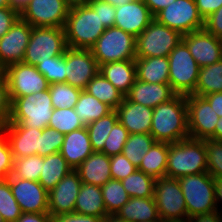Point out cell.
Returning <instances> with one entry per match:
<instances>
[{
	"instance_id": "cell-21",
	"label": "cell",
	"mask_w": 222,
	"mask_h": 222,
	"mask_svg": "<svg viewBox=\"0 0 222 222\" xmlns=\"http://www.w3.org/2000/svg\"><path fill=\"white\" fill-rule=\"evenodd\" d=\"M153 19L144 1L135 0L116 7L114 26L137 38Z\"/></svg>"
},
{
	"instance_id": "cell-24",
	"label": "cell",
	"mask_w": 222,
	"mask_h": 222,
	"mask_svg": "<svg viewBox=\"0 0 222 222\" xmlns=\"http://www.w3.org/2000/svg\"><path fill=\"white\" fill-rule=\"evenodd\" d=\"M93 152L89 133L85 126L65 134L59 153L73 169H76Z\"/></svg>"
},
{
	"instance_id": "cell-51",
	"label": "cell",
	"mask_w": 222,
	"mask_h": 222,
	"mask_svg": "<svg viewBox=\"0 0 222 222\" xmlns=\"http://www.w3.org/2000/svg\"><path fill=\"white\" fill-rule=\"evenodd\" d=\"M19 17V12L12 7L0 8V38L11 29Z\"/></svg>"
},
{
	"instance_id": "cell-5",
	"label": "cell",
	"mask_w": 222,
	"mask_h": 222,
	"mask_svg": "<svg viewBox=\"0 0 222 222\" xmlns=\"http://www.w3.org/2000/svg\"><path fill=\"white\" fill-rule=\"evenodd\" d=\"M188 217L217 211L215 203V179L208 173L191 174L178 179Z\"/></svg>"
},
{
	"instance_id": "cell-39",
	"label": "cell",
	"mask_w": 222,
	"mask_h": 222,
	"mask_svg": "<svg viewBox=\"0 0 222 222\" xmlns=\"http://www.w3.org/2000/svg\"><path fill=\"white\" fill-rule=\"evenodd\" d=\"M81 89L71 86L66 82L49 85V93L54 109L75 108Z\"/></svg>"
},
{
	"instance_id": "cell-48",
	"label": "cell",
	"mask_w": 222,
	"mask_h": 222,
	"mask_svg": "<svg viewBox=\"0 0 222 222\" xmlns=\"http://www.w3.org/2000/svg\"><path fill=\"white\" fill-rule=\"evenodd\" d=\"M136 170L137 167L134 166L123 154L110 156V172L112 179L121 181Z\"/></svg>"
},
{
	"instance_id": "cell-23",
	"label": "cell",
	"mask_w": 222,
	"mask_h": 222,
	"mask_svg": "<svg viewBox=\"0 0 222 222\" xmlns=\"http://www.w3.org/2000/svg\"><path fill=\"white\" fill-rule=\"evenodd\" d=\"M175 95L170 84L148 83L136 79L125 97L131 102L154 108Z\"/></svg>"
},
{
	"instance_id": "cell-42",
	"label": "cell",
	"mask_w": 222,
	"mask_h": 222,
	"mask_svg": "<svg viewBox=\"0 0 222 222\" xmlns=\"http://www.w3.org/2000/svg\"><path fill=\"white\" fill-rule=\"evenodd\" d=\"M22 210L15 200L8 179L0 180V214L5 222H16Z\"/></svg>"
},
{
	"instance_id": "cell-36",
	"label": "cell",
	"mask_w": 222,
	"mask_h": 222,
	"mask_svg": "<svg viewBox=\"0 0 222 222\" xmlns=\"http://www.w3.org/2000/svg\"><path fill=\"white\" fill-rule=\"evenodd\" d=\"M118 121V114L113 110L108 115L86 125L94 152H102L105 140Z\"/></svg>"
},
{
	"instance_id": "cell-12",
	"label": "cell",
	"mask_w": 222,
	"mask_h": 222,
	"mask_svg": "<svg viewBox=\"0 0 222 222\" xmlns=\"http://www.w3.org/2000/svg\"><path fill=\"white\" fill-rule=\"evenodd\" d=\"M2 72L7 79L10 98L24 97L49 89L50 84L36 66L19 62L8 65Z\"/></svg>"
},
{
	"instance_id": "cell-31",
	"label": "cell",
	"mask_w": 222,
	"mask_h": 222,
	"mask_svg": "<svg viewBox=\"0 0 222 222\" xmlns=\"http://www.w3.org/2000/svg\"><path fill=\"white\" fill-rule=\"evenodd\" d=\"M167 159L168 143L156 141L144 155L137 169L155 179H159L166 175Z\"/></svg>"
},
{
	"instance_id": "cell-61",
	"label": "cell",
	"mask_w": 222,
	"mask_h": 222,
	"mask_svg": "<svg viewBox=\"0 0 222 222\" xmlns=\"http://www.w3.org/2000/svg\"><path fill=\"white\" fill-rule=\"evenodd\" d=\"M211 139L222 141V117L218 119L214 135L211 137Z\"/></svg>"
},
{
	"instance_id": "cell-33",
	"label": "cell",
	"mask_w": 222,
	"mask_h": 222,
	"mask_svg": "<svg viewBox=\"0 0 222 222\" xmlns=\"http://www.w3.org/2000/svg\"><path fill=\"white\" fill-rule=\"evenodd\" d=\"M85 91L110 106L113 110L117 109L125 97L100 72L87 84Z\"/></svg>"
},
{
	"instance_id": "cell-4",
	"label": "cell",
	"mask_w": 222,
	"mask_h": 222,
	"mask_svg": "<svg viewBox=\"0 0 222 222\" xmlns=\"http://www.w3.org/2000/svg\"><path fill=\"white\" fill-rule=\"evenodd\" d=\"M8 123H19L24 128L48 127L53 112L49 89L24 97L11 98Z\"/></svg>"
},
{
	"instance_id": "cell-35",
	"label": "cell",
	"mask_w": 222,
	"mask_h": 222,
	"mask_svg": "<svg viewBox=\"0 0 222 222\" xmlns=\"http://www.w3.org/2000/svg\"><path fill=\"white\" fill-rule=\"evenodd\" d=\"M156 179L137 169L132 174L121 180L129 197L150 198L154 197Z\"/></svg>"
},
{
	"instance_id": "cell-58",
	"label": "cell",
	"mask_w": 222,
	"mask_h": 222,
	"mask_svg": "<svg viewBox=\"0 0 222 222\" xmlns=\"http://www.w3.org/2000/svg\"><path fill=\"white\" fill-rule=\"evenodd\" d=\"M148 6L151 14L155 16L159 11L170 5L176 0H143Z\"/></svg>"
},
{
	"instance_id": "cell-41",
	"label": "cell",
	"mask_w": 222,
	"mask_h": 222,
	"mask_svg": "<svg viewBox=\"0 0 222 222\" xmlns=\"http://www.w3.org/2000/svg\"><path fill=\"white\" fill-rule=\"evenodd\" d=\"M41 172L42 156L14 158L13 177L38 182Z\"/></svg>"
},
{
	"instance_id": "cell-52",
	"label": "cell",
	"mask_w": 222,
	"mask_h": 222,
	"mask_svg": "<svg viewBox=\"0 0 222 222\" xmlns=\"http://www.w3.org/2000/svg\"><path fill=\"white\" fill-rule=\"evenodd\" d=\"M203 29L215 37H222V6L204 20Z\"/></svg>"
},
{
	"instance_id": "cell-27",
	"label": "cell",
	"mask_w": 222,
	"mask_h": 222,
	"mask_svg": "<svg viewBox=\"0 0 222 222\" xmlns=\"http://www.w3.org/2000/svg\"><path fill=\"white\" fill-rule=\"evenodd\" d=\"M136 79L142 82L169 84L168 57L136 58Z\"/></svg>"
},
{
	"instance_id": "cell-62",
	"label": "cell",
	"mask_w": 222,
	"mask_h": 222,
	"mask_svg": "<svg viewBox=\"0 0 222 222\" xmlns=\"http://www.w3.org/2000/svg\"><path fill=\"white\" fill-rule=\"evenodd\" d=\"M91 0H65L66 4L71 8L74 6H81L89 4Z\"/></svg>"
},
{
	"instance_id": "cell-3",
	"label": "cell",
	"mask_w": 222,
	"mask_h": 222,
	"mask_svg": "<svg viewBox=\"0 0 222 222\" xmlns=\"http://www.w3.org/2000/svg\"><path fill=\"white\" fill-rule=\"evenodd\" d=\"M105 29L98 12L89 4L71 7L64 26L67 46L90 49Z\"/></svg>"
},
{
	"instance_id": "cell-13",
	"label": "cell",
	"mask_w": 222,
	"mask_h": 222,
	"mask_svg": "<svg viewBox=\"0 0 222 222\" xmlns=\"http://www.w3.org/2000/svg\"><path fill=\"white\" fill-rule=\"evenodd\" d=\"M69 9L65 0H30L19 14L32 27L64 28Z\"/></svg>"
},
{
	"instance_id": "cell-34",
	"label": "cell",
	"mask_w": 222,
	"mask_h": 222,
	"mask_svg": "<svg viewBox=\"0 0 222 222\" xmlns=\"http://www.w3.org/2000/svg\"><path fill=\"white\" fill-rule=\"evenodd\" d=\"M218 92H222V59L200 68L194 94L203 97Z\"/></svg>"
},
{
	"instance_id": "cell-59",
	"label": "cell",
	"mask_w": 222,
	"mask_h": 222,
	"mask_svg": "<svg viewBox=\"0 0 222 222\" xmlns=\"http://www.w3.org/2000/svg\"><path fill=\"white\" fill-rule=\"evenodd\" d=\"M215 203L217 211L222 215V179H215Z\"/></svg>"
},
{
	"instance_id": "cell-32",
	"label": "cell",
	"mask_w": 222,
	"mask_h": 222,
	"mask_svg": "<svg viewBox=\"0 0 222 222\" xmlns=\"http://www.w3.org/2000/svg\"><path fill=\"white\" fill-rule=\"evenodd\" d=\"M74 109L85 126L113 111L110 106L102 103L85 90L81 91Z\"/></svg>"
},
{
	"instance_id": "cell-43",
	"label": "cell",
	"mask_w": 222,
	"mask_h": 222,
	"mask_svg": "<svg viewBox=\"0 0 222 222\" xmlns=\"http://www.w3.org/2000/svg\"><path fill=\"white\" fill-rule=\"evenodd\" d=\"M36 68L49 84L66 82V51L61 56L51 57L48 61L39 63Z\"/></svg>"
},
{
	"instance_id": "cell-1",
	"label": "cell",
	"mask_w": 222,
	"mask_h": 222,
	"mask_svg": "<svg viewBox=\"0 0 222 222\" xmlns=\"http://www.w3.org/2000/svg\"><path fill=\"white\" fill-rule=\"evenodd\" d=\"M150 134L156 141L167 143L190 137L186 96L175 95L153 108Z\"/></svg>"
},
{
	"instance_id": "cell-63",
	"label": "cell",
	"mask_w": 222,
	"mask_h": 222,
	"mask_svg": "<svg viewBox=\"0 0 222 222\" xmlns=\"http://www.w3.org/2000/svg\"><path fill=\"white\" fill-rule=\"evenodd\" d=\"M103 222H128L122 218H120L118 215L116 214H110V215H106L103 219Z\"/></svg>"
},
{
	"instance_id": "cell-17",
	"label": "cell",
	"mask_w": 222,
	"mask_h": 222,
	"mask_svg": "<svg viewBox=\"0 0 222 222\" xmlns=\"http://www.w3.org/2000/svg\"><path fill=\"white\" fill-rule=\"evenodd\" d=\"M82 181L76 169L71 170L48 192V213L56 215L73 213Z\"/></svg>"
},
{
	"instance_id": "cell-8",
	"label": "cell",
	"mask_w": 222,
	"mask_h": 222,
	"mask_svg": "<svg viewBox=\"0 0 222 222\" xmlns=\"http://www.w3.org/2000/svg\"><path fill=\"white\" fill-rule=\"evenodd\" d=\"M169 84L176 95L194 94L200 67L186 43H180L168 55Z\"/></svg>"
},
{
	"instance_id": "cell-60",
	"label": "cell",
	"mask_w": 222,
	"mask_h": 222,
	"mask_svg": "<svg viewBox=\"0 0 222 222\" xmlns=\"http://www.w3.org/2000/svg\"><path fill=\"white\" fill-rule=\"evenodd\" d=\"M30 2V0H9L10 7L17 10L19 13Z\"/></svg>"
},
{
	"instance_id": "cell-18",
	"label": "cell",
	"mask_w": 222,
	"mask_h": 222,
	"mask_svg": "<svg viewBox=\"0 0 222 222\" xmlns=\"http://www.w3.org/2000/svg\"><path fill=\"white\" fill-rule=\"evenodd\" d=\"M12 194L22 212L48 213V191L36 181L8 177Z\"/></svg>"
},
{
	"instance_id": "cell-67",
	"label": "cell",
	"mask_w": 222,
	"mask_h": 222,
	"mask_svg": "<svg viewBox=\"0 0 222 222\" xmlns=\"http://www.w3.org/2000/svg\"><path fill=\"white\" fill-rule=\"evenodd\" d=\"M0 222H5L1 214H0Z\"/></svg>"
},
{
	"instance_id": "cell-54",
	"label": "cell",
	"mask_w": 222,
	"mask_h": 222,
	"mask_svg": "<svg viewBox=\"0 0 222 222\" xmlns=\"http://www.w3.org/2000/svg\"><path fill=\"white\" fill-rule=\"evenodd\" d=\"M199 15L205 20L222 6V0H195Z\"/></svg>"
},
{
	"instance_id": "cell-7",
	"label": "cell",
	"mask_w": 222,
	"mask_h": 222,
	"mask_svg": "<svg viewBox=\"0 0 222 222\" xmlns=\"http://www.w3.org/2000/svg\"><path fill=\"white\" fill-rule=\"evenodd\" d=\"M67 48L64 28L32 27L22 62L37 66L51 57L63 55Z\"/></svg>"
},
{
	"instance_id": "cell-46",
	"label": "cell",
	"mask_w": 222,
	"mask_h": 222,
	"mask_svg": "<svg viewBox=\"0 0 222 222\" xmlns=\"http://www.w3.org/2000/svg\"><path fill=\"white\" fill-rule=\"evenodd\" d=\"M65 134L51 127L42 129L40 156H48L60 152Z\"/></svg>"
},
{
	"instance_id": "cell-22",
	"label": "cell",
	"mask_w": 222,
	"mask_h": 222,
	"mask_svg": "<svg viewBox=\"0 0 222 222\" xmlns=\"http://www.w3.org/2000/svg\"><path fill=\"white\" fill-rule=\"evenodd\" d=\"M116 111L119 122L129 134H150L153 108L131 102L124 97Z\"/></svg>"
},
{
	"instance_id": "cell-16",
	"label": "cell",
	"mask_w": 222,
	"mask_h": 222,
	"mask_svg": "<svg viewBox=\"0 0 222 222\" xmlns=\"http://www.w3.org/2000/svg\"><path fill=\"white\" fill-rule=\"evenodd\" d=\"M31 31L32 26L19 17L11 29L0 38V71L8 65L23 61Z\"/></svg>"
},
{
	"instance_id": "cell-9",
	"label": "cell",
	"mask_w": 222,
	"mask_h": 222,
	"mask_svg": "<svg viewBox=\"0 0 222 222\" xmlns=\"http://www.w3.org/2000/svg\"><path fill=\"white\" fill-rule=\"evenodd\" d=\"M183 35L153 19L136 38V58L168 57Z\"/></svg>"
},
{
	"instance_id": "cell-38",
	"label": "cell",
	"mask_w": 222,
	"mask_h": 222,
	"mask_svg": "<svg viewBox=\"0 0 222 222\" xmlns=\"http://www.w3.org/2000/svg\"><path fill=\"white\" fill-rule=\"evenodd\" d=\"M100 188L108 215L116 214L130 198L120 180L110 179Z\"/></svg>"
},
{
	"instance_id": "cell-53",
	"label": "cell",
	"mask_w": 222,
	"mask_h": 222,
	"mask_svg": "<svg viewBox=\"0 0 222 222\" xmlns=\"http://www.w3.org/2000/svg\"><path fill=\"white\" fill-rule=\"evenodd\" d=\"M104 218L92 216V215H82L78 213H66L61 215H56L52 217V222H103Z\"/></svg>"
},
{
	"instance_id": "cell-50",
	"label": "cell",
	"mask_w": 222,
	"mask_h": 222,
	"mask_svg": "<svg viewBox=\"0 0 222 222\" xmlns=\"http://www.w3.org/2000/svg\"><path fill=\"white\" fill-rule=\"evenodd\" d=\"M89 5L98 12L99 18L106 28L114 26L116 7L101 0H91Z\"/></svg>"
},
{
	"instance_id": "cell-26",
	"label": "cell",
	"mask_w": 222,
	"mask_h": 222,
	"mask_svg": "<svg viewBox=\"0 0 222 222\" xmlns=\"http://www.w3.org/2000/svg\"><path fill=\"white\" fill-rule=\"evenodd\" d=\"M99 72L126 96L136 80L135 60L102 64Z\"/></svg>"
},
{
	"instance_id": "cell-57",
	"label": "cell",
	"mask_w": 222,
	"mask_h": 222,
	"mask_svg": "<svg viewBox=\"0 0 222 222\" xmlns=\"http://www.w3.org/2000/svg\"><path fill=\"white\" fill-rule=\"evenodd\" d=\"M203 97L209 102L212 109L221 118L222 117V92L212 93Z\"/></svg>"
},
{
	"instance_id": "cell-20",
	"label": "cell",
	"mask_w": 222,
	"mask_h": 222,
	"mask_svg": "<svg viewBox=\"0 0 222 222\" xmlns=\"http://www.w3.org/2000/svg\"><path fill=\"white\" fill-rule=\"evenodd\" d=\"M1 131L9 141L13 158L40 156L42 129L24 128L19 123H7Z\"/></svg>"
},
{
	"instance_id": "cell-55",
	"label": "cell",
	"mask_w": 222,
	"mask_h": 222,
	"mask_svg": "<svg viewBox=\"0 0 222 222\" xmlns=\"http://www.w3.org/2000/svg\"><path fill=\"white\" fill-rule=\"evenodd\" d=\"M16 222H52V216L49 213L23 212Z\"/></svg>"
},
{
	"instance_id": "cell-19",
	"label": "cell",
	"mask_w": 222,
	"mask_h": 222,
	"mask_svg": "<svg viewBox=\"0 0 222 222\" xmlns=\"http://www.w3.org/2000/svg\"><path fill=\"white\" fill-rule=\"evenodd\" d=\"M182 40L200 68L217 63L222 59L220 38L204 29L184 34Z\"/></svg>"
},
{
	"instance_id": "cell-45",
	"label": "cell",
	"mask_w": 222,
	"mask_h": 222,
	"mask_svg": "<svg viewBox=\"0 0 222 222\" xmlns=\"http://www.w3.org/2000/svg\"><path fill=\"white\" fill-rule=\"evenodd\" d=\"M128 136V130L118 120L105 140L102 153L107 156L122 154Z\"/></svg>"
},
{
	"instance_id": "cell-10",
	"label": "cell",
	"mask_w": 222,
	"mask_h": 222,
	"mask_svg": "<svg viewBox=\"0 0 222 222\" xmlns=\"http://www.w3.org/2000/svg\"><path fill=\"white\" fill-rule=\"evenodd\" d=\"M154 200L164 222H186L188 219L186 202L178 179H156Z\"/></svg>"
},
{
	"instance_id": "cell-25",
	"label": "cell",
	"mask_w": 222,
	"mask_h": 222,
	"mask_svg": "<svg viewBox=\"0 0 222 222\" xmlns=\"http://www.w3.org/2000/svg\"><path fill=\"white\" fill-rule=\"evenodd\" d=\"M76 170L82 183L102 187L111 178L110 156L102 152H93Z\"/></svg>"
},
{
	"instance_id": "cell-37",
	"label": "cell",
	"mask_w": 222,
	"mask_h": 222,
	"mask_svg": "<svg viewBox=\"0 0 222 222\" xmlns=\"http://www.w3.org/2000/svg\"><path fill=\"white\" fill-rule=\"evenodd\" d=\"M155 142L151 134H129L122 154L138 168L144 155Z\"/></svg>"
},
{
	"instance_id": "cell-40",
	"label": "cell",
	"mask_w": 222,
	"mask_h": 222,
	"mask_svg": "<svg viewBox=\"0 0 222 222\" xmlns=\"http://www.w3.org/2000/svg\"><path fill=\"white\" fill-rule=\"evenodd\" d=\"M48 127H51L60 133L67 134L85 127V125L76 114L74 108H58L53 109Z\"/></svg>"
},
{
	"instance_id": "cell-28",
	"label": "cell",
	"mask_w": 222,
	"mask_h": 222,
	"mask_svg": "<svg viewBox=\"0 0 222 222\" xmlns=\"http://www.w3.org/2000/svg\"><path fill=\"white\" fill-rule=\"evenodd\" d=\"M116 215L128 222L162 220L158 214V208L155 204L154 197H131Z\"/></svg>"
},
{
	"instance_id": "cell-30",
	"label": "cell",
	"mask_w": 222,
	"mask_h": 222,
	"mask_svg": "<svg viewBox=\"0 0 222 222\" xmlns=\"http://www.w3.org/2000/svg\"><path fill=\"white\" fill-rule=\"evenodd\" d=\"M71 170L73 168L59 152L42 156V172L38 182L49 192Z\"/></svg>"
},
{
	"instance_id": "cell-56",
	"label": "cell",
	"mask_w": 222,
	"mask_h": 222,
	"mask_svg": "<svg viewBox=\"0 0 222 222\" xmlns=\"http://www.w3.org/2000/svg\"><path fill=\"white\" fill-rule=\"evenodd\" d=\"M186 222H222V215L218 211H214L211 213L188 217Z\"/></svg>"
},
{
	"instance_id": "cell-44",
	"label": "cell",
	"mask_w": 222,
	"mask_h": 222,
	"mask_svg": "<svg viewBox=\"0 0 222 222\" xmlns=\"http://www.w3.org/2000/svg\"><path fill=\"white\" fill-rule=\"evenodd\" d=\"M207 156V172L214 179H222V141L207 138L204 140Z\"/></svg>"
},
{
	"instance_id": "cell-15",
	"label": "cell",
	"mask_w": 222,
	"mask_h": 222,
	"mask_svg": "<svg viewBox=\"0 0 222 222\" xmlns=\"http://www.w3.org/2000/svg\"><path fill=\"white\" fill-rule=\"evenodd\" d=\"M100 71V66L90 49H66V83L85 90L87 84Z\"/></svg>"
},
{
	"instance_id": "cell-2",
	"label": "cell",
	"mask_w": 222,
	"mask_h": 222,
	"mask_svg": "<svg viewBox=\"0 0 222 222\" xmlns=\"http://www.w3.org/2000/svg\"><path fill=\"white\" fill-rule=\"evenodd\" d=\"M203 172H207L204 140L188 137L178 142L168 143L165 177L179 179Z\"/></svg>"
},
{
	"instance_id": "cell-47",
	"label": "cell",
	"mask_w": 222,
	"mask_h": 222,
	"mask_svg": "<svg viewBox=\"0 0 222 222\" xmlns=\"http://www.w3.org/2000/svg\"><path fill=\"white\" fill-rule=\"evenodd\" d=\"M14 158L7 137L0 130V180L8 179L13 172Z\"/></svg>"
},
{
	"instance_id": "cell-65",
	"label": "cell",
	"mask_w": 222,
	"mask_h": 222,
	"mask_svg": "<svg viewBox=\"0 0 222 222\" xmlns=\"http://www.w3.org/2000/svg\"><path fill=\"white\" fill-rule=\"evenodd\" d=\"M10 7L9 0H0V8Z\"/></svg>"
},
{
	"instance_id": "cell-6",
	"label": "cell",
	"mask_w": 222,
	"mask_h": 222,
	"mask_svg": "<svg viewBox=\"0 0 222 222\" xmlns=\"http://www.w3.org/2000/svg\"><path fill=\"white\" fill-rule=\"evenodd\" d=\"M92 55L100 65L116 61L136 59V37L112 26L90 48Z\"/></svg>"
},
{
	"instance_id": "cell-29",
	"label": "cell",
	"mask_w": 222,
	"mask_h": 222,
	"mask_svg": "<svg viewBox=\"0 0 222 222\" xmlns=\"http://www.w3.org/2000/svg\"><path fill=\"white\" fill-rule=\"evenodd\" d=\"M74 212L104 218L107 214L101 188L82 183L77 196Z\"/></svg>"
},
{
	"instance_id": "cell-49",
	"label": "cell",
	"mask_w": 222,
	"mask_h": 222,
	"mask_svg": "<svg viewBox=\"0 0 222 222\" xmlns=\"http://www.w3.org/2000/svg\"><path fill=\"white\" fill-rule=\"evenodd\" d=\"M11 102L7 79L4 73L0 71V130L9 121Z\"/></svg>"
},
{
	"instance_id": "cell-66",
	"label": "cell",
	"mask_w": 222,
	"mask_h": 222,
	"mask_svg": "<svg viewBox=\"0 0 222 222\" xmlns=\"http://www.w3.org/2000/svg\"><path fill=\"white\" fill-rule=\"evenodd\" d=\"M144 222H164L163 220H152V221H144Z\"/></svg>"
},
{
	"instance_id": "cell-14",
	"label": "cell",
	"mask_w": 222,
	"mask_h": 222,
	"mask_svg": "<svg viewBox=\"0 0 222 222\" xmlns=\"http://www.w3.org/2000/svg\"><path fill=\"white\" fill-rule=\"evenodd\" d=\"M186 103L189 136L200 140L211 138L220 117L204 97L195 94L188 95L186 96Z\"/></svg>"
},
{
	"instance_id": "cell-64",
	"label": "cell",
	"mask_w": 222,
	"mask_h": 222,
	"mask_svg": "<svg viewBox=\"0 0 222 222\" xmlns=\"http://www.w3.org/2000/svg\"><path fill=\"white\" fill-rule=\"evenodd\" d=\"M101 1L107 2L113 5L114 7H118V6L130 3V2H133L135 0H101Z\"/></svg>"
},
{
	"instance_id": "cell-11",
	"label": "cell",
	"mask_w": 222,
	"mask_h": 222,
	"mask_svg": "<svg viewBox=\"0 0 222 222\" xmlns=\"http://www.w3.org/2000/svg\"><path fill=\"white\" fill-rule=\"evenodd\" d=\"M154 19L182 35L204 27V20L198 13L195 0H176L159 11Z\"/></svg>"
}]
</instances>
